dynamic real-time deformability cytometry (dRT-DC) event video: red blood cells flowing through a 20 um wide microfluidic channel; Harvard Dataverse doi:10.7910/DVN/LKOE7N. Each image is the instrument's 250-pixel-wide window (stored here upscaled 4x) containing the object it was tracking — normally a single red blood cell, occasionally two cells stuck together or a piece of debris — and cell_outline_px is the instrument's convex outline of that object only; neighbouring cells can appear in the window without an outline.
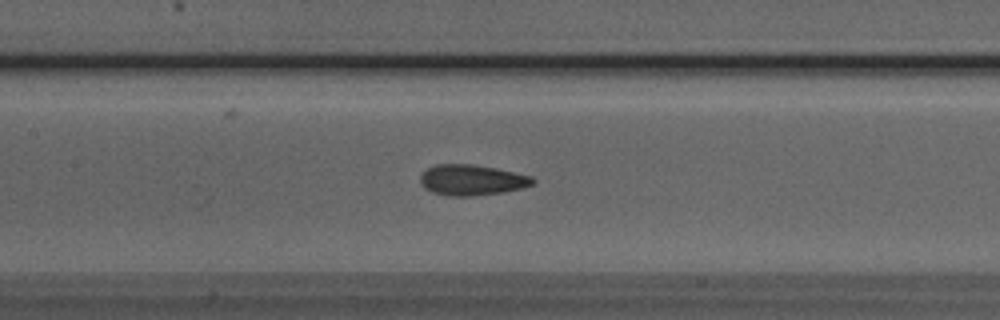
{"species": "Egyptian fruit bat (a non-hibernating species)", "species_latin": "Rousettus aegyptiacus", "temperature_condition": "room temperature", "stored_images_in_passage": 44, "camera_frame_rate_fps": 3000, "um_per_image_px": 0.085, "animal": {"sex": "male"}, "frame": {"image": 1, "passage_image": 23, "time_ms": 7.333, "image_size_px": [1000, 320], "cell_outline_px": [[536, 180], [532, 184], [520, 188], [504, 192], [472, 196], [448, 196], [432, 192], [424, 188], [420, 184], [420, 176], [428, 168], [436, 164], [472, 164], [496, 168], [532, 176]], "centroid_in_image_um": [40.08, 15.3], "position_along_channel_um": 167.3, "area_um2": 20.11}}
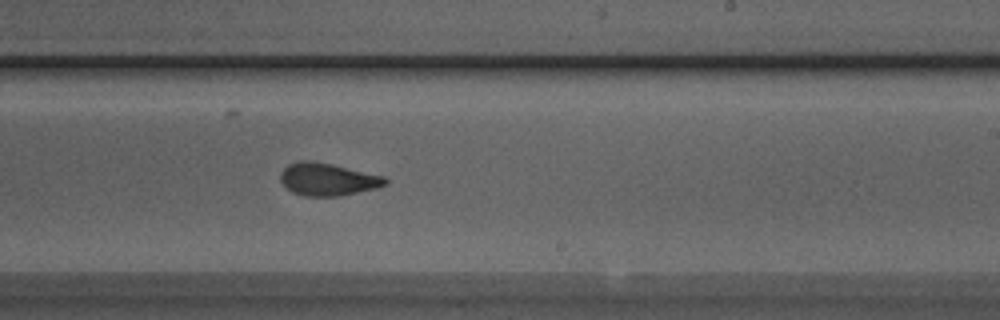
{"frame": {"image": 2, "passage_image": 30, "time_ms": 9.667, "image_size_px": [1000, 320], "cell_outline_px": [[388, 184], [376, 188], [340, 196], [304, 196], [292, 192], [280, 180], [280, 172], [288, 164], [300, 160], [312, 160], [332, 164], [384, 176], [388, 180]], "centroid_in_image_um": [27.85, 15.23], "position_along_channel_um": 261.2, "area_um2": 19.94}}
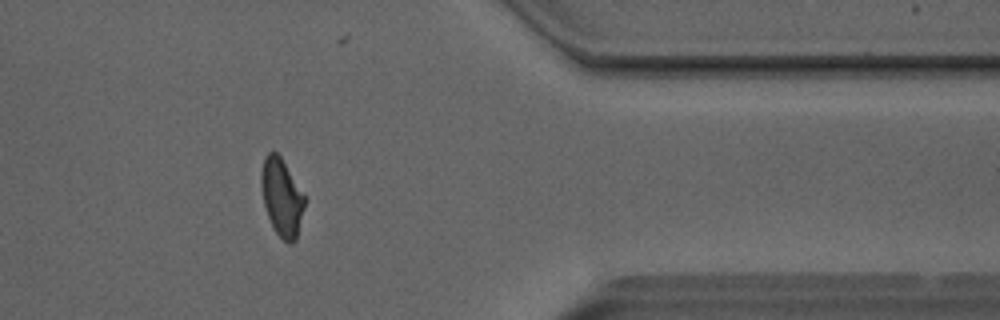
{"frame": {"image": 3, "passage_image": 41, "time_ms": 13.333, "image_size_px": [1000, 320], "cell_outline_px": [[308, 200], [296, 240], [292, 244], [288, 244], [276, 232], [268, 216], [264, 204], [260, 184], [260, 172], [264, 156], [268, 152], [276, 152], [280, 156]], "centroid_in_image_um": [23.97, 16.78], "position_along_channel_um": 387.4, "area_um2": 19.94}, "authors_computed_cell_mechanics": {"area_um2": 20.3167, "velocity_mm_per_s": 4.0402, "shape_relaxation_time_tau1_ms": 5.7325, "shape_relaxation_time_tau2_ms": 1.4806, "deformation_change_tau1": 0.1584, "deformation_change_tau2": 0.0723}}